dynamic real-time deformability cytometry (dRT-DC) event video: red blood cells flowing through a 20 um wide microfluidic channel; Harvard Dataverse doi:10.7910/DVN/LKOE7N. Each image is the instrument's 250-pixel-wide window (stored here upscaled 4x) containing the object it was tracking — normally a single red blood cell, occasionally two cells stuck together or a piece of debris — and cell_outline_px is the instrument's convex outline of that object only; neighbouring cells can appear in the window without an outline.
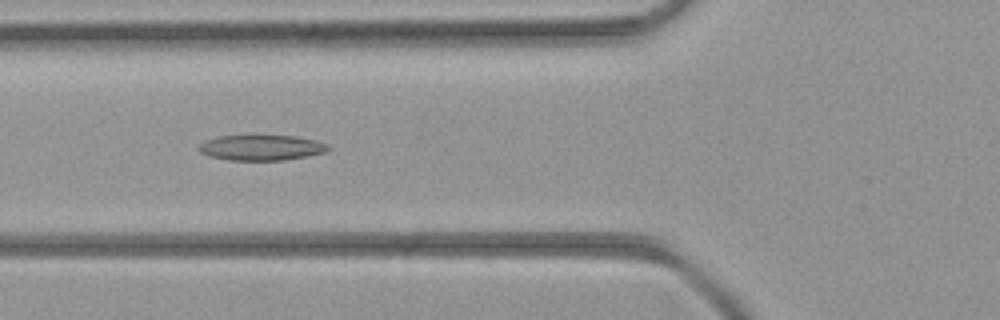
{"species": "common noctule bat (a hibernating species)", "species_latin": "Nyctalus noctula", "temperature_condition": "room temperature", "stored_images_in_passage": 34, "camera_frame_rate_fps": 3000, "um_per_image_px": 0.085, "animal": {"sex": "female", "body_mass_g": 21.9}, "frame": {"image": 1, "passage_image": 6, "time_ms": 1.667, "image_size_px": [1000, 320], "cell_outline_px": [[332, 148], [324, 152], [284, 160], [228, 160], [208, 156], [200, 152], [196, 148], [204, 140], [216, 136], [296, 136], [316, 140], [328, 144]], "centroid_in_image_um": [22.17, 12.55], "position_along_channel_um": 103.6, "area_um2": 19.19}}
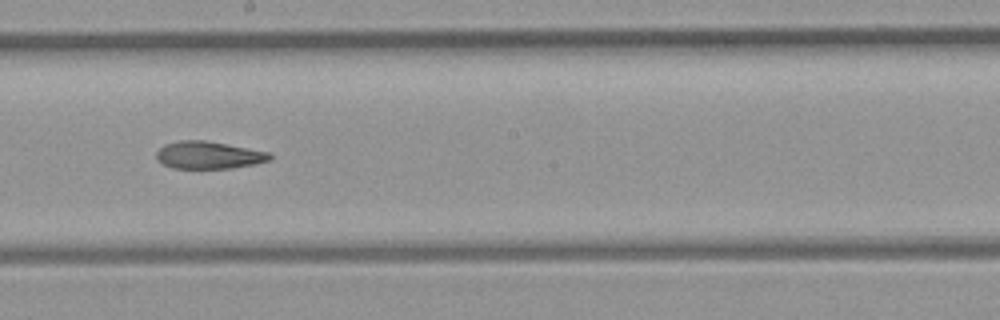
{"frame": {"image": 2, "passage_image": 14, "time_ms": 4.333, "image_size_px": [1000, 320], "cell_outline_px": [[272, 160], [256, 164], [232, 168], [172, 168], [164, 164], [156, 156], [156, 152], [164, 144], [180, 140], [204, 140], [268, 152], [272, 156]], "centroid_in_image_um": [17.75, 13.18], "position_along_channel_um": 230.5, "area_um2": 17.98}}
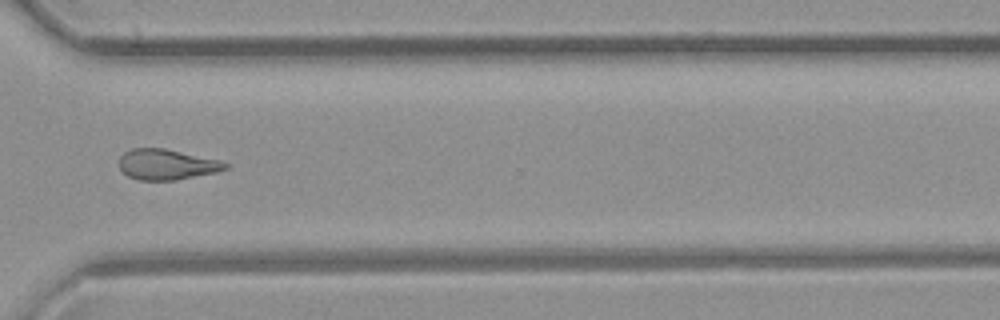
{"frame": {"image": 3, "passage_image": 22, "time_ms": 7.0, "image_size_px": [1000, 320], "cell_outline_px": [[228, 168], [216, 172], [176, 180], [140, 180], [128, 176], [120, 168], [120, 156], [124, 152], [132, 148], [164, 148], [220, 160], [228, 164]], "centroid_in_image_um": [14.17, 13.97], "position_along_channel_um": 356.4, "area_um2": 18.79}}